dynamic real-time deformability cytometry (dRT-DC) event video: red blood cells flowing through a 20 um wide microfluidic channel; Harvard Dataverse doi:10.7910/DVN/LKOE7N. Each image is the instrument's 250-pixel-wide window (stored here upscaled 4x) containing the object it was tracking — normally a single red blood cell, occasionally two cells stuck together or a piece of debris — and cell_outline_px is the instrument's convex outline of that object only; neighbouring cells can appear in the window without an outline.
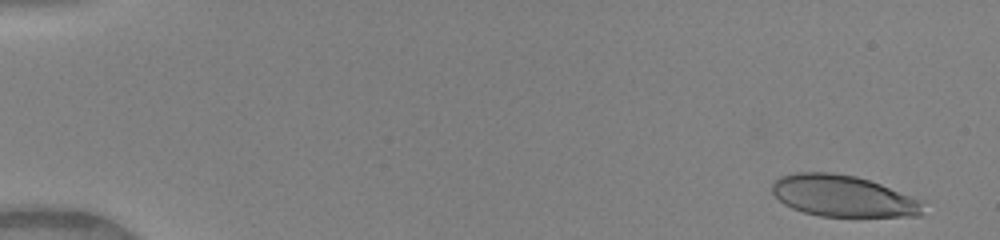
{"species": "human", "species_latin": "Homo sapiens", "temperature_condition": "warm", "stored_images_in_passage": 20, "camera_frame_rate_fps": 3000, "um_per_image_px": 0.085, "donor": {"sex": "female"}, "frame": {"image": 1, "passage_image": 3, "time_ms": 0.667, "image_size_px": [1000, 240], "cell_outline_px": [[920, 216], [820, 216], [804, 212], [792, 208], [784, 204], [772, 192], [772, 184], [780, 176], [796, 172], [832, 172], [856, 176], [880, 184], [908, 196], [916, 200], [920, 204]], "centroid_in_image_um": [71.54, 16.65], "position_along_channel_um": 13.5, "area_um2": 35.72}}
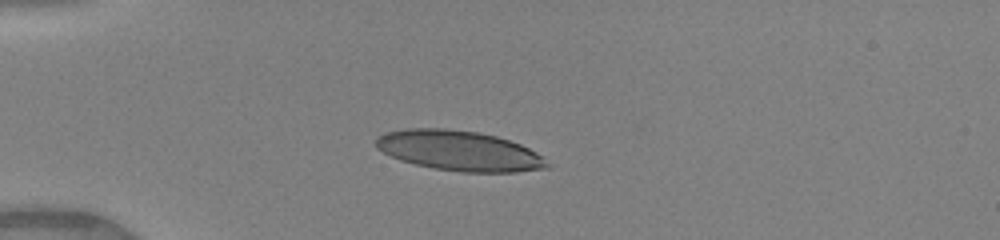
{"frame": {"image": 2, "passage_image": 13, "time_ms": 4.0, "image_size_px": [1000, 240], "cell_outline_px": [[552, 168], [516, 172], [460, 172], [436, 168], [416, 164], [400, 160], [376, 148], [376, 136], [388, 132], [404, 128], [444, 128], [476, 132], [496, 136], [520, 144], [544, 156]], "centroid_in_image_um": [39.06, 12.81], "position_along_channel_um": 45.9, "area_um2": 40.0}}
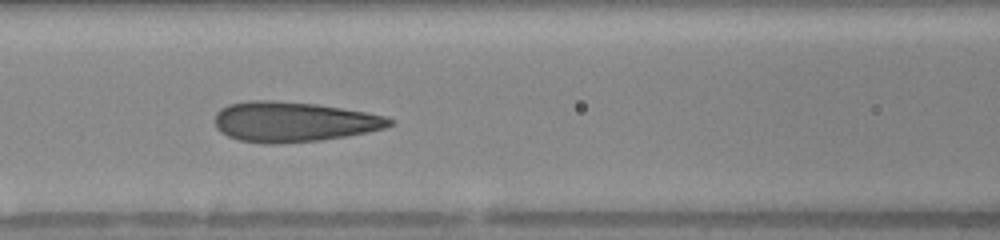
{"frame": {"image": 3, "passage_image": 19, "time_ms": 6.0, "image_size_px": [1000, 240], "cell_outline_px": [[392, 124], [384, 128], [368, 132], [320, 140], [280, 144], [264, 144], [240, 140], [228, 136], [220, 132], [216, 128], [216, 112], [220, 108], [228, 104], [252, 100], [272, 100], [316, 104], [364, 112], [384, 116], [392, 120]], "centroid_in_image_um": [24.89, 10.36], "position_along_channel_um": 141.7, "area_um2": 40.63}}